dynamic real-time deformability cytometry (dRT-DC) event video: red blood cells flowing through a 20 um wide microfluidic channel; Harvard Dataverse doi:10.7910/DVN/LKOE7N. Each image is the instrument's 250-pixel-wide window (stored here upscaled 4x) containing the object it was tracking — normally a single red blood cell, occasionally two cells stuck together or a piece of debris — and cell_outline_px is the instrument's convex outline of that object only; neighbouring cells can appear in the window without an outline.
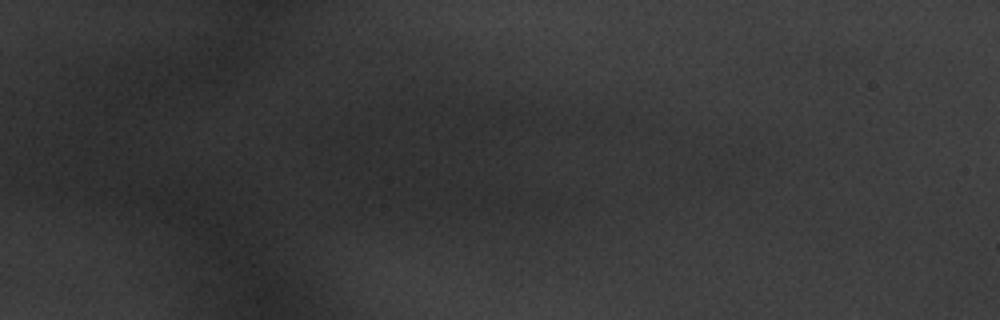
{"species": "common noctule bat (a hibernating species)", "species_latin": "Nyctalus noctula", "temperature_condition": "warm", "stored_images_in_passage": 4, "camera_frame_rate_fps": 3000, "um_per_image_px": 0.085, "animal": {"sex": "male", "body_mass_g": 20.1, "forearm_length_mm": 53.5}, "frame": {"image": 1, "passage_image": 4, "time_ms": 1.0, "image_size_px": [1000, 320], "cell_outline_px": [[756, 160], [744, 172], [724, 184], [660, 204], [652, 200], [648, 196], [648, 184], [692, 156], [720, 148], [748, 148], [756, 156]], "centroid_in_image_um": [59.58, 14.76], "position_along_channel_um": 25.4, "area_um2": 23.7}}